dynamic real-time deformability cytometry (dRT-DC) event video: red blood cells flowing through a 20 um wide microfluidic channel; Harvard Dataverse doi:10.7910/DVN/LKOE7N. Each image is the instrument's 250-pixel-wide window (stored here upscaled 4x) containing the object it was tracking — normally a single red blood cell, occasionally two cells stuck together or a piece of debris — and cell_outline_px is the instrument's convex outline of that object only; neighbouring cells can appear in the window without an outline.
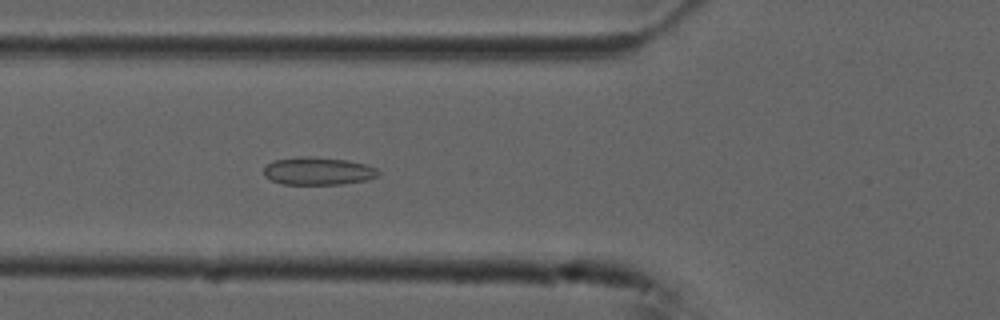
{"species": "common noctule bat (a hibernating species)", "species_latin": "Nyctalus noctula", "temperature_condition": "cold", "stored_images_in_passage": 41, "camera_frame_rate_fps": 3000, "um_per_image_px": 0.085, "animal": {"sex": "male", "forearm_length_mm": 52.5}, "frame": {"image": 1, "passage_image": 6, "time_ms": 1.667, "image_size_px": [1000, 320], "cell_outline_px": [[380, 172], [376, 176], [368, 180], [340, 184], [284, 184], [272, 180], [264, 176], [264, 168], [272, 160], [296, 156], [312, 156], [348, 160], [364, 164], [376, 168]], "centroid_in_image_um": [27.01, 14.52], "position_along_channel_um": 98.8, "area_um2": 18.61}}
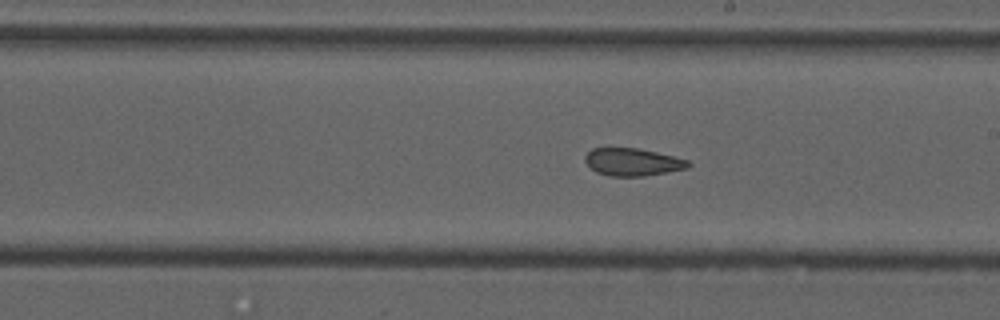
{"frame": {"image": 2, "passage_image": 17, "time_ms": 5.333, "image_size_px": [1000, 320], "cell_outline_px": [[692, 164], [688, 168], [644, 176], [608, 176], [596, 172], [584, 160], [584, 156], [592, 148], [636, 148], [656, 152], [688, 160]], "centroid_in_image_um": [53.76, 13.77], "position_along_channel_um": 235.2, "area_um2": 16.47}}
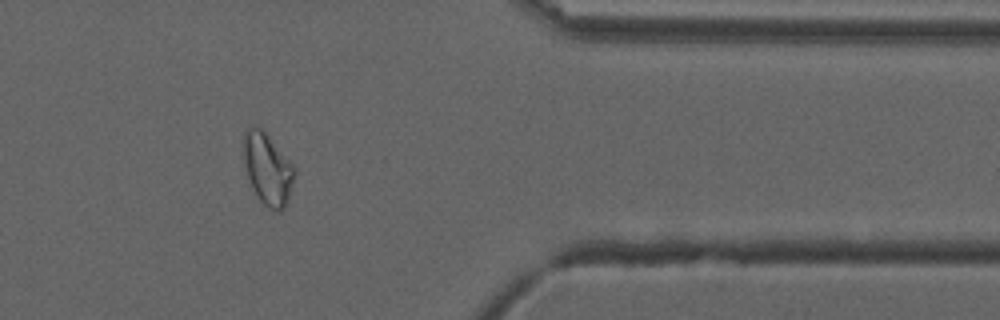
{"frame": {"image": 3, "passage_image": 31, "time_ms": 10.0, "image_size_px": [1000, 320], "cell_outline_px": [[296, 172], [288, 200], [284, 208], [280, 212], [276, 212], [268, 208], [260, 200], [248, 176], [244, 160], [244, 136], [248, 128], [260, 128], [268, 136], [292, 164]], "centroid_in_image_um": [22.78, 14.41], "position_along_channel_um": 388.6, "area_um2": 20.52}, "authors_computed_cell_mechanics": {"area_um2": 18.0336, "velocity_mm_per_s": 3.723, "shape_relaxation_time_tau1_ms": null, "shape_relaxation_time_tau2_ms": 2.2712, "deformation_change_tau1": null, "deformation_change_tau2": 0.0884}}